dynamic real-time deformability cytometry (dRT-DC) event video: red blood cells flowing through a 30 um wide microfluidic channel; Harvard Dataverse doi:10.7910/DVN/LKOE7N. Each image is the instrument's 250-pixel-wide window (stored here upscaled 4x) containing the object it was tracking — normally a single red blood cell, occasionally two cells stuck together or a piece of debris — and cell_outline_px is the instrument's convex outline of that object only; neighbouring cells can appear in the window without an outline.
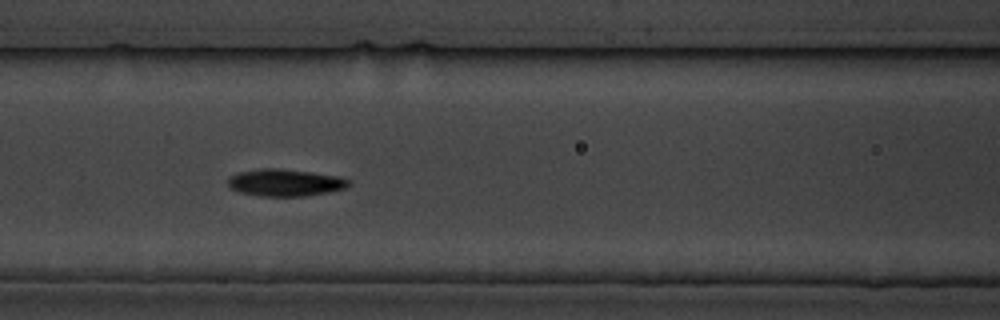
{"species": "common noctule bat (a hibernating species)", "species_latin": "Nyctalus noctula", "temperature_condition": "cold", "stored_images_in_passage": 8, "segment_of_instrument_passage": [1, 2], "camera_frame_rate_fps": 3000, "um_per_image_px": 0.085, "animal": {"sex": "male", "body_mass_g": 19.5, "forearm_length_mm": 54.6}, "frame": {"image": 1, "passage_image": 5, "time_ms": 4.333, "image_size_px": [1000, 320], "cell_outline_px": [[352, 184], [348, 188], [328, 192], [304, 196], [260, 196], [240, 192], [232, 188], [228, 184], [228, 176], [240, 172], [260, 168], [280, 168], [312, 172], [340, 176], [352, 180]], "centroid_in_image_um": [24.3, 15.51], "position_along_channel_um": 142.3, "area_um2": 19.31}}
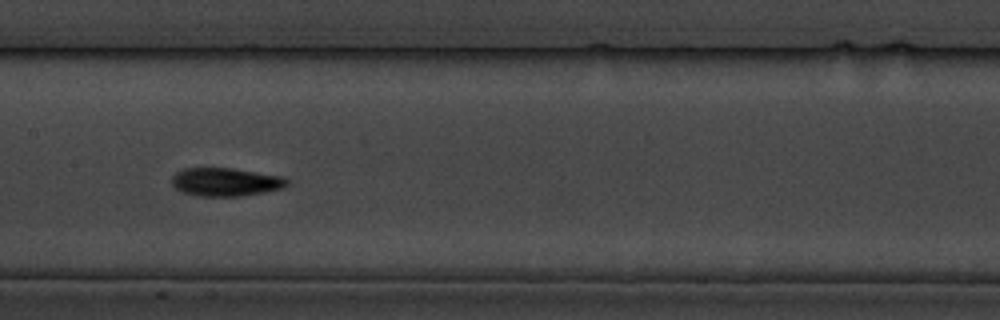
{"frame": {"image": 2, "passage_image": 6, "time_ms": 5.667, "image_size_px": [1000, 320], "cell_outline_px": [[288, 184], [284, 188], [264, 192], [240, 196], [196, 196], [180, 192], [172, 184], [172, 176], [176, 172], [184, 168], [232, 168], [284, 176], [288, 180]], "centroid_in_image_um": [19.18, 15.47], "position_along_channel_um": 188.2, "area_um2": 19.19}}